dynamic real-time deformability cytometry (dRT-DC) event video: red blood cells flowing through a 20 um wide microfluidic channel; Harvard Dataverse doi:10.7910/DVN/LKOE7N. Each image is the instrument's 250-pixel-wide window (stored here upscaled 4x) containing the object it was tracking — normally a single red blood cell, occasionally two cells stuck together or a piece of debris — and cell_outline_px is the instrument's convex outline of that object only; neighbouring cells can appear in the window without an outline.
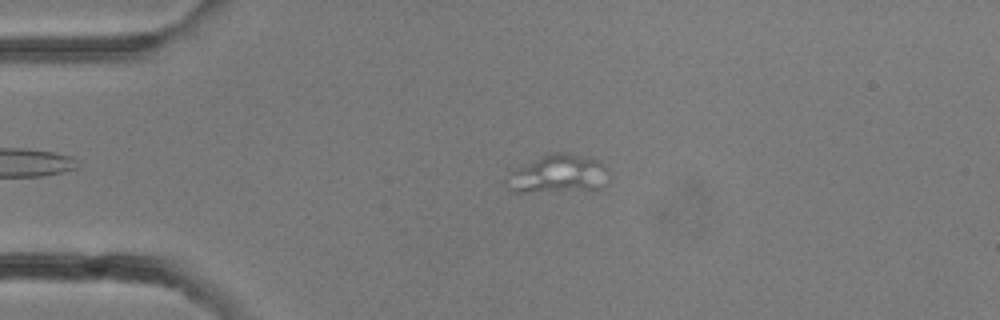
{"species": "common noctule bat (a hibernating species)", "species_latin": "Nyctalus noctula", "temperature_condition": "room temperature", "stored_images_in_passage": 31, "camera_frame_rate_fps": 3000, "um_per_image_px": 0.085, "animal": {"sex": "female"}, "frame": {"image": 1, "passage_image": 7, "time_ms": 2.0, "image_size_px": [1000, 320], "cell_outline_px": [[608, 188], [524, 192], [512, 192], [504, 180], [512, 172], [552, 152], [568, 152], [588, 156], [600, 160], [608, 168]], "centroid_in_image_um": [47.57, 14.79], "position_along_channel_um": 37.4, "area_um2": 22.72}}
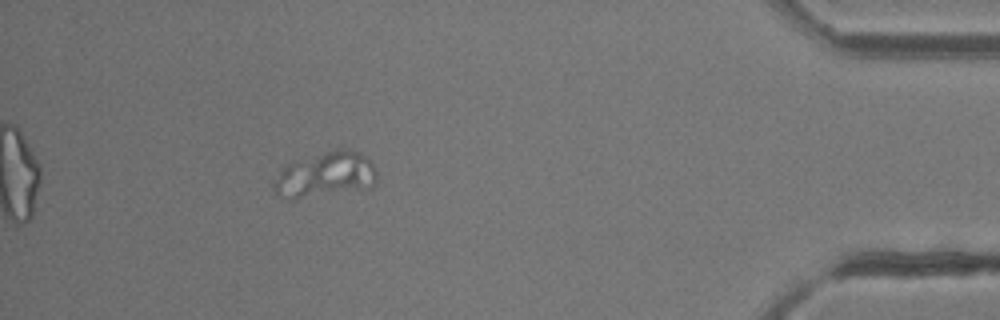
{"frame": {"image": 2, "passage_image": 28, "time_ms": 9.0, "image_size_px": [1000, 320], "cell_outline_px": [[376, 184], [372, 188], [292, 200], [288, 200], [276, 192], [272, 188], [272, 180], [292, 160], [336, 148], [348, 148], [364, 156], [372, 164], [376, 172]], "centroid_in_image_um": [27.64, 14.86], "position_along_channel_um": 407.6, "area_um2": 27.74}}